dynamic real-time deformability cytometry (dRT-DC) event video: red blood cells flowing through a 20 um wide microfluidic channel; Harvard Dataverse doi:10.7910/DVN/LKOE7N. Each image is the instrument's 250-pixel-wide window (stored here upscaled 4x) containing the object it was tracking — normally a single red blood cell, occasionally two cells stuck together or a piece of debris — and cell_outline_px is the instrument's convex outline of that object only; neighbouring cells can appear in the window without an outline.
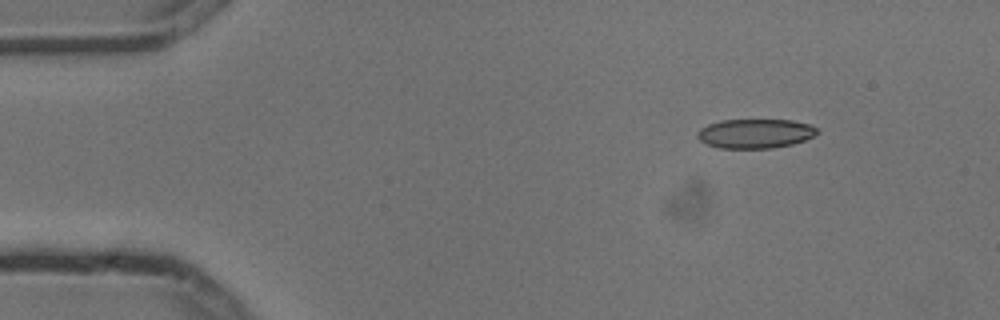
{"species": "common noctule bat (a hibernating species)", "species_latin": "Nyctalus noctula", "temperature_condition": "cold", "stored_images_in_passage": 4, "segment_of_instrument_passage": [1, 2], "camera_frame_rate_fps": 3000, "um_per_image_px": 0.085, "animal": {"sex": "male", "body_mass_g": 13.3}, "frame": {"image": 1, "passage_image": 1, "time_ms": 0.0, "image_size_px": [1000, 320], "cell_outline_px": [[820, 132], [804, 140], [792, 144], [772, 148], [720, 148], [708, 144], [700, 140], [696, 136], [696, 132], [700, 128], [708, 124], [720, 120], [792, 120], [812, 124]], "centroid_in_image_um": [64.19, 11.34], "position_along_channel_um": 20.8, "area_um2": 20.52}}